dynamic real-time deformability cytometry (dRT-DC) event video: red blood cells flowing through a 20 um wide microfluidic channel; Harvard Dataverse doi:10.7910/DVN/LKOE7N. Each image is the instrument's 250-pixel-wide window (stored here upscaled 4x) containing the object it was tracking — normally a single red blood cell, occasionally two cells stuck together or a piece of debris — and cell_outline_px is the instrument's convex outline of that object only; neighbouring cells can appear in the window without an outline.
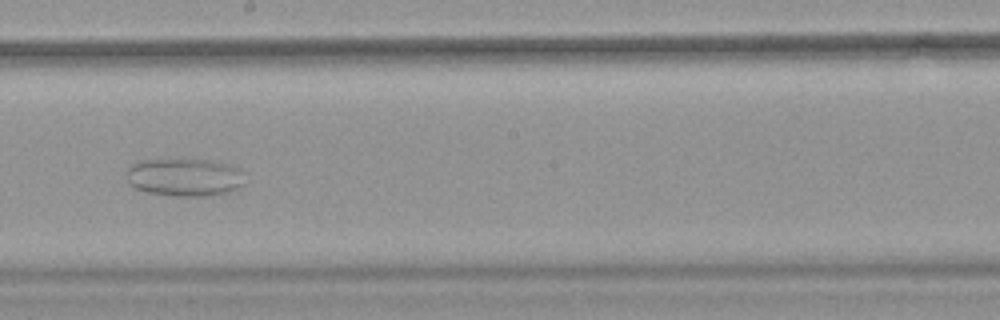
{"species": "common noctule bat (a hibernating species)", "species_latin": "Nyctalus noctula", "temperature_condition": "warm", "stored_images_in_passage": 55, "camera_frame_rate_fps": 3000, "um_per_image_px": 0.085, "animal": {"sex": "female", "body_mass_g": 18.4}, "frame": {"image": 1, "passage_image": 32, "time_ms": 10.333, "image_size_px": [1000, 320], "cell_outline_px": [[244, 184], [232, 192], [212, 196], [176, 196], [148, 192], [136, 188], [128, 180], [128, 168], [132, 164], [140, 160], [208, 160], [228, 164], [240, 168]], "centroid_in_image_um": [15.74, 15.08], "position_along_channel_um": 232.5, "area_um2": 26.01}}